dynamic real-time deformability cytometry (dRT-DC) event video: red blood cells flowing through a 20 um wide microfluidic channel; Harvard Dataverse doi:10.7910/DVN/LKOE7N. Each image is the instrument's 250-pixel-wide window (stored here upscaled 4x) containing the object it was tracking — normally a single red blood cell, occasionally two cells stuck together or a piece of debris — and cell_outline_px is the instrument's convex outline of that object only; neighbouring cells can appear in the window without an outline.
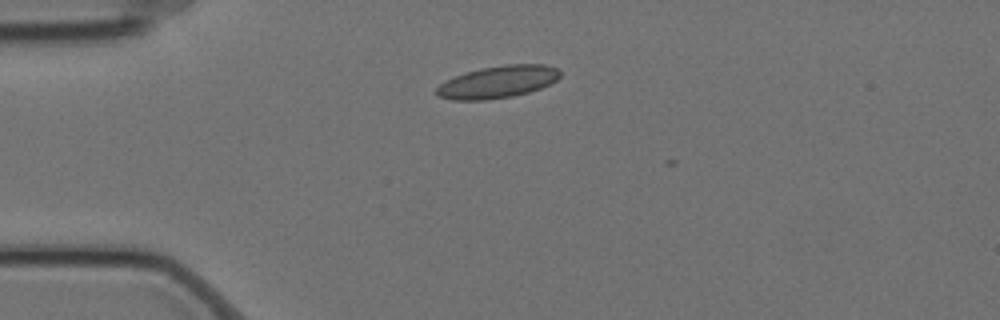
{"species": "Egyptian fruit bat (a non-hibernating species)", "species_latin": "Rousettus aegyptiacus", "temperature_condition": "cold", "stored_images_in_passage": 6, "camera_frame_rate_fps": 3000, "um_per_image_px": 0.085, "animal": {"sex": "female"}, "frame": {"image": 1, "passage_image": 3, "time_ms": 0.667, "image_size_px": [1000, 320], "cell_outline_px": [[560, 76], [552, 84], [528, 92], [512, 96], [488, 100], [452, 100], [436, 96], [436, 88], [440, 84], [456, 76], [480, 68], [504, 64], [544, 64], [556, 68], [560, 72]], "centroid_in_image_um": [42.32, 6.97], "position_along_channel_um": 42.7, "area_um2": 23.18}}
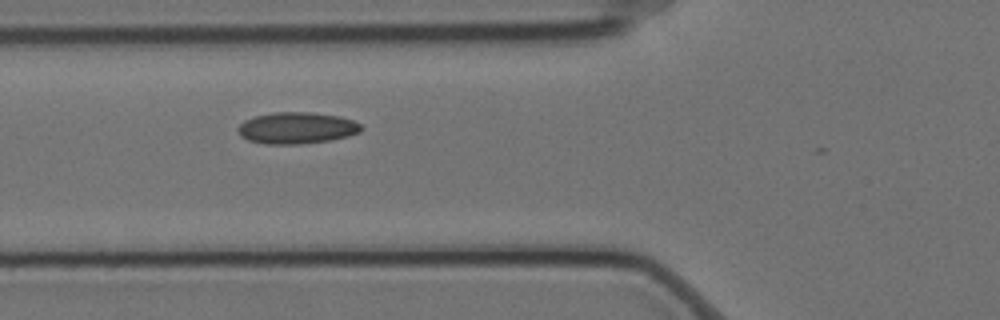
{"frame": {"image": 2, "passage_image": 5, "time_ms": 1.333, "image_size_px": [1000, 320], "cell_outline_px": [[364, 128], [360, 132], [348, 136], [332, 140], [300, 144], [264, 144], [248, 140], [240, 136], [236, 128], [244, 120], [256, 116], [272, 112], [308, 112], [340, 116], [352, 120], [360, 124]], "centroid_in_image_um": [25.21, 10.88], "position_along_channel_um": 100.6, "area_um2": 22.83}}
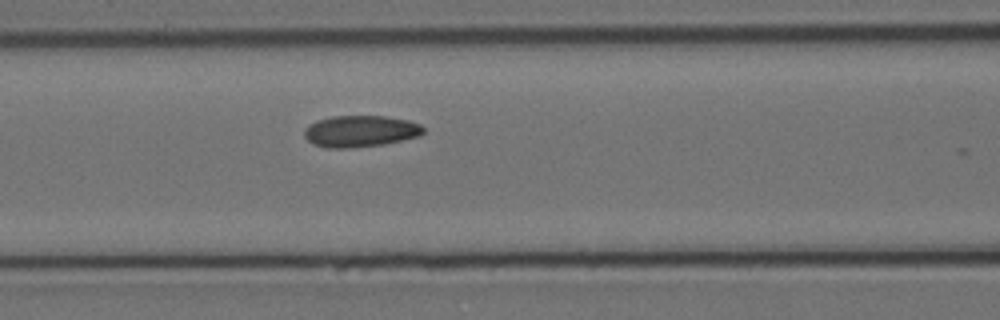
{"frame": {"image": 3, "passage_image": 6, "time_ms": 1.667, "image_size_px": [1000, 320], "cell_outline_px": [[424, 132], [420, 136], [384, 144], [348, 148], [328, 148], [312, 144], [304, 136], [304, 128], [308, 124], [316, 120], [332, 116], [384, 116], [408, 120], [420, 124], [424, 128]], "centroid_in_image_um": [30.61, 11.15], "position_along_channel_um": 136.0, "area_um2": 22.02}}